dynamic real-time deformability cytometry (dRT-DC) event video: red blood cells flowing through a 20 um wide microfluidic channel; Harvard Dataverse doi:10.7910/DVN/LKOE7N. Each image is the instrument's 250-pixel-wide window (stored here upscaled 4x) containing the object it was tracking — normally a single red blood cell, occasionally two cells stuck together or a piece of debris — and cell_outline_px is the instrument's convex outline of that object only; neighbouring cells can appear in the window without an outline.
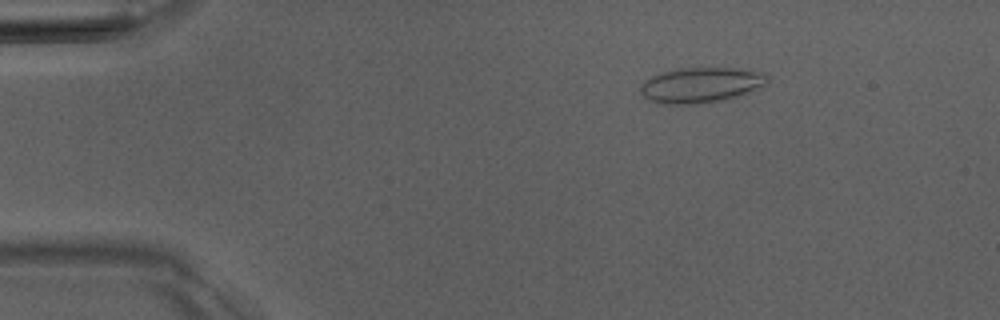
{"species": "Egyptian fruit bat (a non-hibernating species)", "species_latin": "Rousettus aegyptiacus", "temperature_condition": "room temperature", "stored_images_in_passage": 5, "camera_frame_rate_fps": 3000, "um_per_image_px": 0.085, "animal": {"sex": "male"}, "frame": {"image": 1, "passage_image": 3, "time_ms": 2.333, "image_size_px": [1000, 320], "cell_outline_px": [[768, 80], [764, 84], [736, 96], [724, 100], [696, 104], [664, 104], [648, 100], [640, 92], [640, 84], [644, 80], [652, 76], [676, 68], [732, 68], [764, 72]], "centroid_in_image_um": [59.5, 7.23], "position_along_channel_um": 25.5, "area_um2": 25.84}}